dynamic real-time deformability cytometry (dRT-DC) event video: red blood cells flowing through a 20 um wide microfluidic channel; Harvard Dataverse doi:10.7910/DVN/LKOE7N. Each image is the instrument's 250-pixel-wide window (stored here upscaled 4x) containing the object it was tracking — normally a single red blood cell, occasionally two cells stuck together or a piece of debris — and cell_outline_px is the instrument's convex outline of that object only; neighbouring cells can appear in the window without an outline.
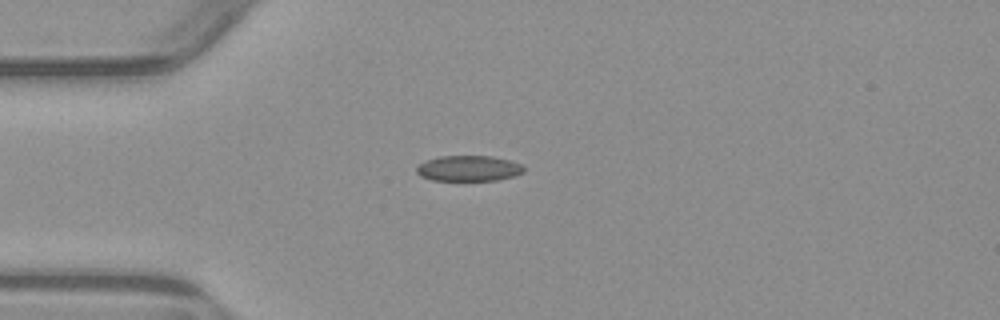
{"species": "common noctule bat (a hibernating species)", "species_latin": "Nyctalus noctula", "temperature_condition": "warm", "stored_images_in_passage": 1, "camera_frame_rate_fps": 3000, "um_per_image_px": 0.085, "animal": {"sex": "male", "body_mass_g": 23.1, "forearm_length_mm": 52.7}, "frame": {"image": 1, "passage_image": 1, "time_ms": 0.0, "image_size_px": [1000, 320], "cell_outline_px": [[524, 172], [512, 176], [496, 180], [432, 180], [420, 176], [416, 172], [416, 168], [420, 164], [428, 160], [440, 156], [492, 156], [508, 160], [520, 164], [524, 168]], "centroid_in_image_um": [39.82, 14.31], "position_along_channel_um": 45.2, "area_um2": 15.78}}